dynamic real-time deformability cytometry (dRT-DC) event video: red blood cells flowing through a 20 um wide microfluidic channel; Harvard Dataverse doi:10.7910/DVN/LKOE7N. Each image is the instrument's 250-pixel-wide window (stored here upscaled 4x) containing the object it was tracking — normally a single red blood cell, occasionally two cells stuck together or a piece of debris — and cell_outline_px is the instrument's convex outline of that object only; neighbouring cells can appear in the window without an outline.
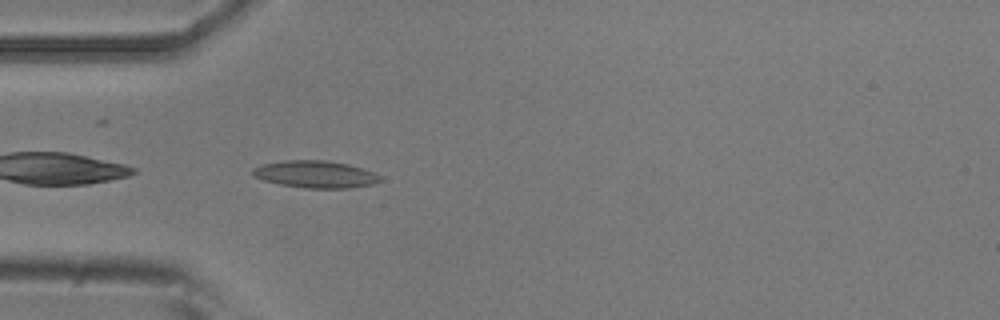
{"species": "common noctule bat (a hibernating species)", "species_latin": "Nyctalus noctula", "temperature_condition": "room temperature", "stored_images_in_passage": 33, "camera_frame_rate_fps": 3000, "um_per_image_px": 0.085, "animal": {"sex": "male", "body_mass_g": 20.5, "forearm_length_mm": 52.5}, "frame": {"image": 1, "passage_image": 1, "time_ms": 0.0, "image_size_px": [1000, 320], "cell_outline_px": [[380, 180], [372, 184], [352, 188], [304, 188], [280, 184], [264, 180], [252, 176], [252, 168], [260, 164], [284, 160], [324, 160], [348, 164], [364, 168], [380, 176]], "centroid_in_image_um": [26.77, 14.81], "position_along_channel_um": 58.2, "area_um2": 20.23}}
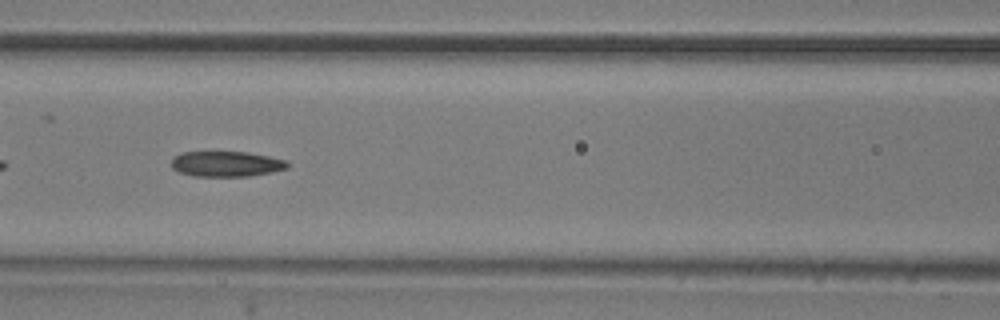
{"frame": {"image": 2, "passage_image": 8, "time_ms": 2.333, "image_size_px": [1000, 320], "cell_outline_px": [[288, 168], [272, 172], [248, 176], [192, 176], [180, 172], [172, 168], [172, 160], [176, 156], [184, 152], [248, 152], [268, 156], [284, 160], [288, 164]], "centroid_in_image_um": [19.24, 13.94], "position_along_channel_um": 147.4, "area_um2": 16.99}}
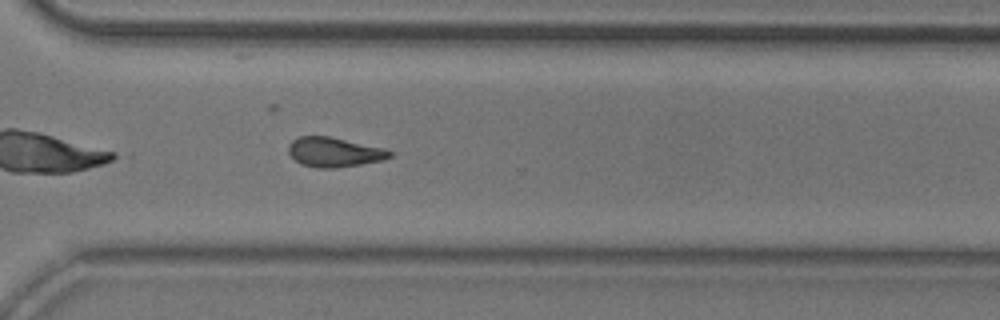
{"frame": {"image": 3, "passage_image": 23, "time_ms": 7.333, "image_size_px": [1000, 320], "cell_outline_px": [[392, 156], [384, 160], [336, 168], [316, 168], [300, 164], [288, 152], [288, 144], [292, 140], [300, 136], [328, 136], [384, 148], [392, 152]], "centroid_in_image_um": [28.39, 12.94], "position_along_channel_um": 342.2, "area_um2": 17.46}, "authors_computed_cell_mechanics": {"area_um2": 17.629, "velocity_mm_per_s": 3.9052, "shape_relaxation_time_tau1_ms": 8.4522, "shape_relaxation_time_tau2_ms": 6.1681, "deformation_change_tau1": 0.1828, "deformation_change_tau2": 0.1548}}